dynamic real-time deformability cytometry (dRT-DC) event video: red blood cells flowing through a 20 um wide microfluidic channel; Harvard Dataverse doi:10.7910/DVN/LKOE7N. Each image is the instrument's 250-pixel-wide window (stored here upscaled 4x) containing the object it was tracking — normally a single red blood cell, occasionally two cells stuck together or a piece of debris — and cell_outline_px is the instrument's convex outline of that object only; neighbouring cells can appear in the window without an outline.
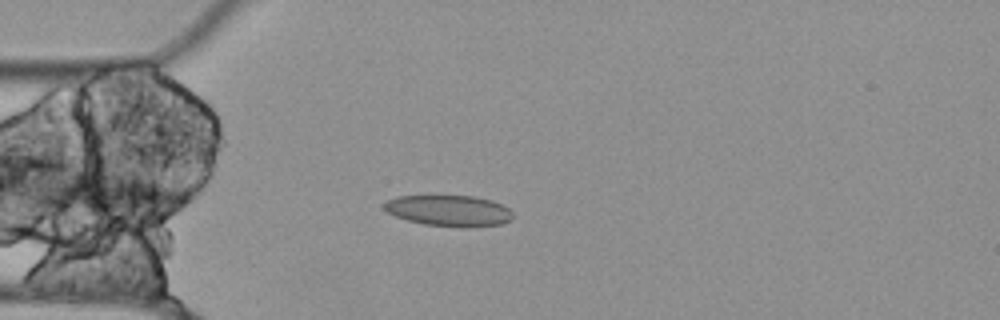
{"species": "Egyptian fruit bat (a non-hibernating species)", "species_latin": "Rousettus aegyptiacus", "temperature_condition": "cold", "stored_images_in_passage": 42, "camera_frame_rate_fps": 3000, "um_per_image_px": 0.085, "animal": {"sex": "female"}, "frame": {"image": 1, "passage_image": 1, "time_ms": 0.0, "image_size_px": [1000, 320], "cell_outline_px": [[512, 216], [508, 220], [500, 224], [468, 228], [424, 224], [408, 220], [396, 216], [388, 212], [384, 208], [384, 204], [388, 200], [396, 196], [472, 196], [492, 200], [508, 208], [512, 212]], "centroid_in_image_um": [38.16, 17.91], "position_along_channel_um": 46.8, "area_um2": 23.06}}
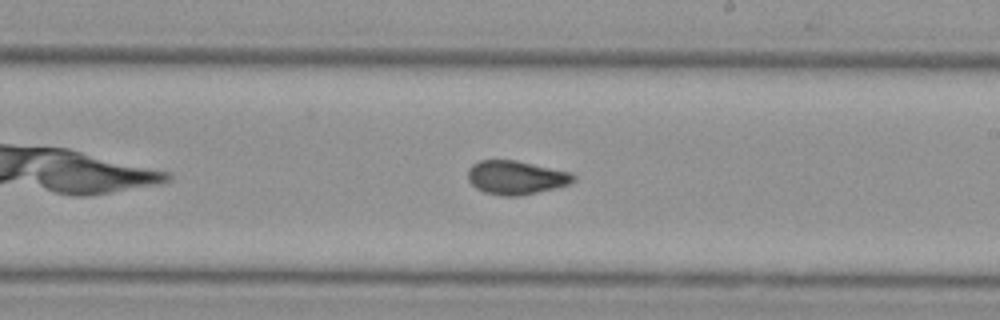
{"frame": {"image": 2, "passage_image": 18, "time_ms": 5.667, "image_size_px": [1000, 320], "cell_outline_px": [[576, 180], [572, 184], [520, 196], [504, 196], [484, 192], [476, 188], [468, 180], [468, 168], [472, 164], [480, 160], [516, 160], [572, 172], [576, 176]], "centroid_in_image_um": [43.89, 15.08], "position_along_channel_um": 245.1, "area_um2": 20.98}}
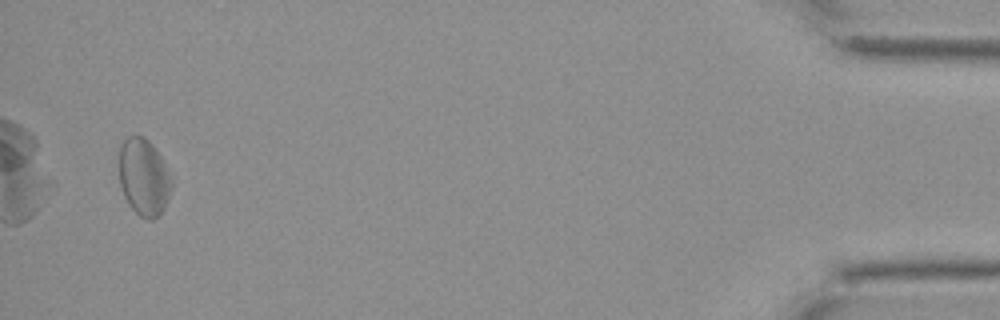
{"frame": {"image": 3, "passage_image": 40, "time_ms": 13.0, "image_size_px": [1000, 320], "cell_outline_px": [[172, 188], [164, 208], [152, 220], [148, 220], [140, 216], [128, 204], [124, 196], [120, 184], [120, 148], [124, 140], [128, 136], [144, 136], [156, 148], [172, 176]], "centroid_in_image_um": [12.24, 15.05], "position_along_channel_um": 423.0, "area_um2": 23.52}, "authors_computed_cell_mechanics": {"area_um2": 21.5305, "velocity_mm_per_s": 3.5363, "shape_relaxation_time_tau1_ms": null, "shape_relaxation_time_tau2_ms": 6.0674, "deformation_change_tau1": null, "deformation_change_tau2": 0.1043}}